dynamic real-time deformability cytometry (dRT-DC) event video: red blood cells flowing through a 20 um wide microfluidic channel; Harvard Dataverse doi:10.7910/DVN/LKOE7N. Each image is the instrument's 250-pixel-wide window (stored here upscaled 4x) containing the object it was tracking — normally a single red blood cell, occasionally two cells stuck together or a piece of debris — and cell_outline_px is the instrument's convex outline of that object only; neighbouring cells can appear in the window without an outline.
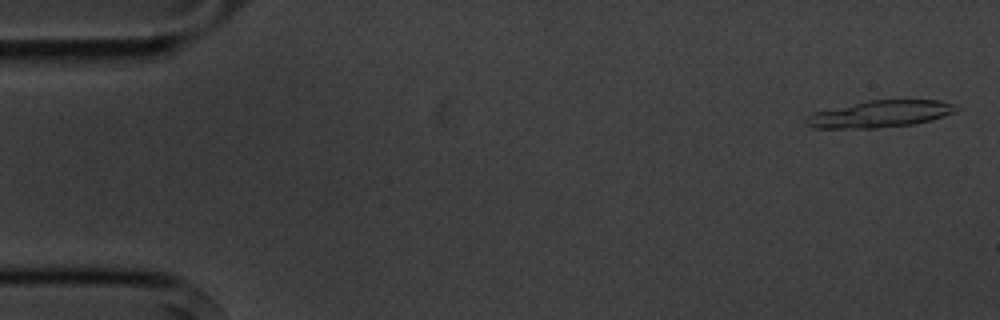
{"species": "common noctule bat (a hibernating species)", "species_latin": "Nyctalus noctula", "temperature_condition": "cold", "stored_images_in_passage": 7, "camera_frame_rate_fps": 3000, "um_per_image_px": 0.085, "animal": {"sex": "male", "body_mass_g": 20.1, "forearm_length_mm": 53.5}, "frame": {"image": 1, "passage_image": 1, "time_ms": 0.0, "image_size_px": [1000, 320], "cell_outline_px": [[960, 108], [956, 112], [932, 120], [916, 124], [876, 128], [812, 128], [804, 124], [804, 120], [808, 116], [816, 112], [868, 100], [940, 100], [956, 104]], "centroid_in_image_um": [74.87, 9.69], "position_along_channel_um": 10.1, "area_um2": 23.58}}
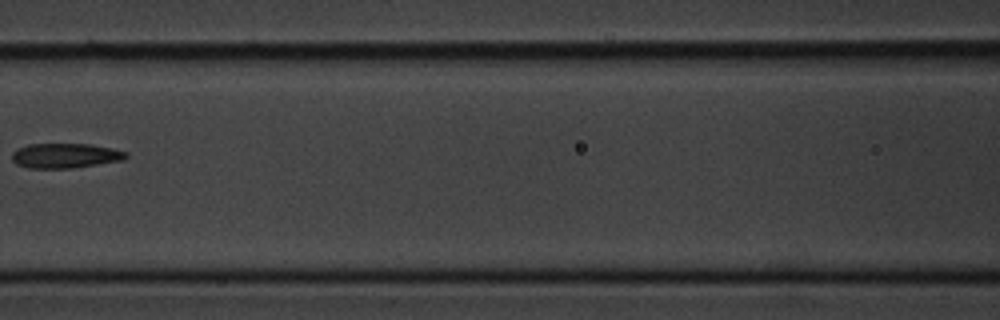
{"frame": {"image": 2, "passage_image": 7, "time_ms": 7.667, "image_size_px": [1000, 320], "cell_outline_px": [[128, 156], [124, 160], [72, 168], [28, 168], [16, 164], [12, 160], [12, 152], [16, 148], [28, 144], [92, 144], [112, 148], [128, 152]], "centroid_in_image_um": [5.54, 13.23], "position_along_channel_um": 161.1, "area_um2": 16.65}}